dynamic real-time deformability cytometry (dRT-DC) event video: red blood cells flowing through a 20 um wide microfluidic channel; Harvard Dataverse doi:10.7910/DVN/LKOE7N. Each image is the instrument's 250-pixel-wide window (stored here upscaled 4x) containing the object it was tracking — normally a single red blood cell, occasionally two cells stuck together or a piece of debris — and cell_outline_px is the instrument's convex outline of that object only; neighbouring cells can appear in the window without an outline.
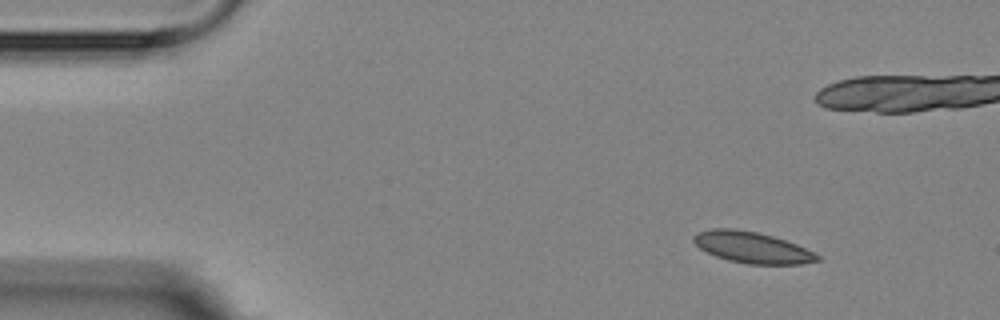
{"species": "Egyptian fruit bat (a non-hibernating species)", "species_latin": "Rousettus aegyptiacus", "temperature_condition": "room temperature", "stored_images_in_passage": 4, "camera_frame_rate_fps": 3000, "um_per_image_px": 0.085, "animal": {"sex": "female"}, "frame": {"image": 1, "passage_image": 1, "time_ms": 0.0, "image_size_px": [1000, 320], "cell_outline_px": [[820, 260], [800, 264], [748, 264], [728, 260], [716, 256], [700, 248], [692, 240], [692, 236], [700, 232], [712, 228], [736, 228], [756, 232], [772, 236], [796, 244], [820, 256]], "centroid_in_image_um": [63.91, 21.03], "position_along_channel_um": 21.1, "area_um2": 22.25}}